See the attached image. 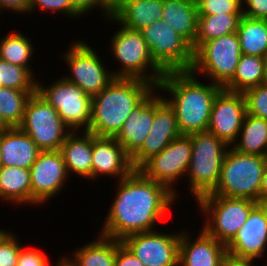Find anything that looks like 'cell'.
<instances>
[{
    "label": "cell",
    "instance_id": "cell-1",
    "mask_svg": "<svg viewBox=\"0 0 267 266\" xmlns=\"http://www.w3.org/2000/svg\"><path fill=\"white\" fill-rule=\"evenodd\" d=\"M116 183L115 197L100 229V234L109 238L122 241L133 234L156 230L174 202L178 203L165 185L146 178L138 169Z\"/></svg>",
    "mask_w": 267,
    "mask_h": 266
},
{
    "label": "cell",
    "instance_id": "cell-2",
    "mask_svg": "<svg viewBox=\"0 0 267 266\" xmlns=\"http://www.w3.org/2000/svg\"><path fill=\"white\" fill-rule=\"evenodd\" d=\"M198 78L191 71H170L157 86L175 111L181 135L207 131L213 101L223 88L209 80L204 84Z\"/></svg>",
    "mask_w": 267,
    "mask_h": 266
},
{
    "label": "cell",
    "instance_id": "cell-3",
    "mask_svg": "<svg viewBox=\"0 0 267 266\" xmlns=\"http://www.w3.org/2000/svg\"><path fill=\"white\" fill-rule=\"evenodd\" d=\"M155 88L141 79L115 78L99 94L92 96L88 132L98 137H115L132 110Z\"/></svg>",
    "mask_w": 267,
    "mask_h": 266
},
{
    "label": "cell",
    "instance_id": "cell-4",
    "mask_svg": "<svg viewBox=\"0 0 267 266\" xmlns=\"http://www.w3.org/2000/svg\"><path fill=\"white\" fill-rule=\"evenodd\" d=\"M105 21L120 26L113 32L108 49L120 66L112 70L114 77L141 79L157 87L165 72L152 59L141 32L122 26L112 16Z\"/></svg>",
    "mask_w": 267,
    "mask_h": 266
},
{
    "label": "cell",
    "instance_id": "cell-5",
    "mask_svg": "<svg viewBox=\"0 0 267 266\" xmlns=\"http://www.w3.org/2000/svg\"><path fill=\"white\" fill-rule=\"evenodd\" d=\"M190 137L192 156L185 178L189 179L188 192L196 202L216 188L223 160L230 146L208 131L192 133Z\"/></svg>",
    "mask_w": 267,
    "mask_h": 266
},
{
    "label": "cell",
    "instance_id": "cell-6",
    "mask_svg": "<svg viewBox=\"0 0 267 266\" xmlns=\"http://www.w3.org/2000/svg\"><path fill=\"white\" fill-rule=\"evenodd\" d=\"M266 165V156L243 154L230 146L223 160L219 182L206 195L247 198L259 203Z\"/></svg>",
    "mask_w": 267,
    "mask_h": 266
},
{
    "label": "cell",
    "instance_id": "cell-7",
    "mask_svg": "<svg viewBox=\"0 0 267 266\" xmlns=\"http://www.w3.org/2000/svg\"><path fill=\"white\" fill-rule=\"evenodd\" d=\"M196 203L205 218L202 228L227 245L245 224L251 209L258 202L247 198L204 195Z\"/></svg>",
    "mask_w": 267,
    "mask_h": 266
},
{
    "label": "cell",
    "instance_id": "cell-8",
    "mask_svg": "<svg viewBox=\"0 0 267 266\" xmlns=\"http://www.w3.org/2000/svg\"><path fill=\"white\" fill-rule=\"evenodd\" d=\"M241 55L237 32L223 35L202 43L194 51L190 71L203 81L207 77L212 83L224 87L235 75Z\"/></svg>",
    "mask_w": 267,
    "mask_h": 266
},
{
    "label": "cell",
    "instance_id": "cell-9",
    "mask_svg": "<svg viewBox=\"0 0 267 266\" xmlns=\"http://www.w3.org/2000/svg\"><path fill=\"white\" fill-rule=\"evenodd\" d=\"M79 40V41H78ZM77 41L74 39L61 57L70 72L66 76L62 75L68 82L79 86L90 96L99 94L114 79L111 69L105 66L100 54L95 48L84 39ZM65 52V53H64Z\"/></svg>",
    "mask_w": 267,
    "mask_h": 266
},
{
    "label": "cell",
    "instance_id": "cell-10",
    "mask_svg": "<svg viewBox=\"0 0 267 266\" xmlns=\"http://www.w3.org/2000/svg\"><path fill=\"white\" fill-rule=\"evenodd\" d=\"M154 62L164 71H190L194 61L191 44L167 21L157 20L140 30Z\"/></svg>",
    "mask_w": 267,
    "mask_h": 266
},
{
    "label": "cell",
    "instance_id": "cell-11",
    "mask_svg": "<svg viewBox=\"0 0 267 266\" xmlns=\"http://www.w3.org/2000/svg\"><path fill=\"white\" fill-rule=\"evenodd\" d=\"M18 127L29 135L41 151L60 150L72 132L61 120L57 110L37 91L28 100Z\"/></svg>",
    "mask_w": 267,
    "mask_h": 266
},
{
    "label": "cell",
    "instance_id": "cell-12",
    "mask_svg": "<svg viewBox=\"0 0 267 266\" xmlns=\"http://www.w3.org/2000/svg\"><path fill=\"white\" fill-rule=\"evenodd\" d=\"M40 81V82H39ZM36 91L54 107L61 120L72 131H88L91 120L92 96L63 76L48 86L37 78Z\"/></svg>",
    "mask_w": 267,
    "mask_h": 266
},
{
    "label": "cell",
    "instance_id": "cell-13",
    "mask_svg": "<svg viewBox=\"0 0 267 266\" xmlns=\"http://www.w3.org/2000/svg\"><path fill=\"white\" fill-rule=\"evenodd\" d=\"M191 156L190 135H180L173 139L160 153L147 159L138 170L146 178L165 185L179 200L180 194H177V186L175 185L179 180L185 179Z\"/></svg>",
    "mask_w": 267,
    "mask_h": 266
},
{
    "label": "cell",
    "instance_id": "cell-14",
    "mask_svg": "<svg viewBox=\"0 0 267 266\" xmlns=\"http://www.w3.org/2000/svg\"><path fill=\"white\" fill-rule=\"evenodd\" d=\"M181 232L146 231L127 236L121 242L144 266H179Z\"/></svg>",
    "mask_w": 267,
    "mask_h": 266
},
{
    "label": "cell",
    "instance_id": "cell-15",
    "mask_svg": "<svg viewBox=\"0 0 267 266\" xmlns=\"http://www.w3.org/2000/svg\"><path fill=\"white\" fill-rule=\"evenodd\" d=\"M30 175L31 206L34 207L57 197L70 178L60 150L41 151L30 167Z\"/></svg>",
    "mask_w": 267,
    "mask_h": 266
},
{
    "label": "cell",
    "instance_id": "cell-16",
    "mask_svg": "<svg viewBox=\"0 0 267 266\" xmlns=\"http://www.w3.org/2000/svg\"><path fill=\"white\" fill-rule=\"evenodd\" d=\"M246 114L243 93L222 88L213 101L207 131L232 146L238 138Z\"/></svg>",
    "mask_w": 267,
    "mask_h": 266
},
{
    "label": "cell",
    "instance_id": "cell-17",
    "mask_svg": "<svg viewBox=\"0 0 267 266\" xmlns=\"http://www.w3.org/2000/svg\"><path fill=\"white\" fill-rule=\"evenodd\" d=\"M180 135L175 111L156 87L154 120L141 149L131 158L132 167L138 169L147 159L160 153Z\"/></svg>",
    "mask_w": 267,
    "mask_h": 266
},
{
    "label": "cell",
    "instance_id": "cell-18",
    "mask_svg": "<svg viewBox=\"0 0 267 266\" xmlns=\"http://www.w3.org/2000/svg\"><path fill=\"white\" fill-rule=\"evenodd\" d=\"M267 250V205L257 203L247 221L226 245L229 255L254 260L263 258Z\"/></svg>",
    "mask_w": 267,
    "mask_h": 266
},
{
    "label": "cell",
    "instance_id": "cell-19",
    "mask_svg": "<svg viewBox=\"0 0 267 266\" xmlns=\"http://www.w3.org/2000/svg\"><path fill=\"white\" fill-rule=\"evenodd\" d=\"M92 180L100 177L121 180L134 168L131 158L114 137H98L92 133Z\"/></svg>",
    "mask_w": 267,
    "mask_h": 266
},
{
    "label": "cell",
    "instance_id": "cell-20",
    "mask_svg": "<svg viewBox=\"0 0 267 266\" xmlns=\"http://www.w3.org/2000/svg\"><path fill=\"white\" fill-rule=\"evenodd\" d=\"M182 230L179 243V266H221L227 254L226 245L210 236L203 228L192 239Z\"/></svg>",
    "mask_w": 267,
    "mask_h": 266
},
{
    "label": "cell",
    "instance_id": "cell-21",
    "mask_svg": "<svg viewBox=\"0 0 267 266\" xmlns=\"http://www.w3.org/2000/svg\"><path fill=\"white\" fill-rule=\"evenodd\" d=\"M155 115V89L128 115L121 130L114 137L132 158L149 134Z\"/></svg>",
    "mask_w": 267,
    "mask_h": 266
},
{
    "label": "cell",
    "instance_id": "cell-22",
    "mask_svg": "<svg viewBox=\"0 0 267 266\" xmlns=\"http://www.w3.org/2000/svg\"><path fill=\"white\" fill-rule=\"evenodd\" d=\"M1 166L30 170L41 150L19 127H9L0 134Z\"/></svg>",
    "mask_w": 267,
    "mask_h": 266
},
{
    "label": "cell",
    "instance_id": "cell-23",
    "mask_svg": "<svg viewBox=\"0 0 267 266\" xmlns=\"http://www.w3.org/2000/svg\"><path fill=\"white\" fill-rule=\"evenodd\" d=\"M60 151L63 155L67 172L79 178L92 181V133L88 131H72Z\"/></svg>",
    "mask_w": 267,
    "mask_h": 266
},
{
    "label": "cell",
    "instance_id": "cell-24",
    "mask_svg": "<svg viewBox=\"0 0 267 266\" xmlns=\"http://www.w3.org/2000/svg\"><path fill=\"white\" fill-rule=\"evenodd\" d=\"M96 237V240L76 247L74 253L61 257L69 266H115L116 248L121 241L100 233Z\"/></svg>",
    "mask_w": 267,
    "mask_h": 266
},
{
    "label": "cell",
    "instance_id": "cell-25",
    "mask_svg": "<svg viewBox=\"0 0 267 266\" xmlns=\"http://www.w3.org/2000/svg\"><path fill=\"white\" fill-rule=\"evenodd\" d=\"M163 0H126L113 14V18L122 26L140 31L161 20Z\"/></svg>",
    "mask_w": 267,
    "mask_h": 266
},
{
    "label": "cell",
    "instance_id": "cell-26",
    "mask_svg": "<svg viewBox=\"0 0 267 266\" xmlns=\"http://www.w3.org/2000/svg\"><path fill=\"white\" fill-rule=\"evenodd\" d=\"M0 201L14 205H31L30 170L21 167H0Z\"/></svg>",
    "mask_w": 267,
    "mask_h": 266
},
{
    "label": "cell",
    "instance_id": "cell-27",
    "mask_svg": "<svg viewBox=\"0 0 267 266\" xmlns=\"http://www.w3.org/2000/svg\"><path fill=\"white\" fill-rule=\"evenodd\" d=\"M162 12L161 19L192 45L197 34V4L190 0H163Z\"/></svg>",
    "mask_w": 267,
    "mask_h": 266
},
{
    "label": "cell",
    "instance_id": "cell-28",
    "mask_svg": "<svg viewBox=\"0 0 267 266\" xmlns=\"http://www.w3.org/2000/svg\"><path fill=\"white\" fill-rule=\"evenodd\" d=\"M231 147L243 154L267 157V120L246 114L238 138Z\"/></svg>",
    "mask_w": 267,
    "mask_h": 266
},
{
    "label": "cell",
    "instance_id": "cell-29",
    "mask_svg": "<svg viewBox=\"0 0 267 266\" xmlns=\"http://www.w3.org/2000/svg\"><path fill=\"white\" fill-rule=\"evenodd\" d=\"M242 16L243 14L198 15L197 34L191 45L193 51L202 43L237 32Z\"/></svg>",
    "mask_w": 267,
    "mask_h": 266
},
{
    "label": "cell",
    "instance_id": "cell-30",
    "mask_svg": "<svg viewBox=\"0 0 267 266\" xmlns=\"http://www.w3.org/2000/svg\"><path fill=\"white\" fill-rule=\"evenodd\" d=\"M237 36L241 54L267 56V20L242 16Z\"/></svg>",
    "mask_w": 267,
    "mask_h": 266
},
{
    "label": "cell",
    "instance_id": "cell-31",
    "mask_svg": "<svg viewBox=\"0 0 267 266\" xmlns=\"http://www.w3.org/2000/svg\"><path fill=\"white\" fill-rule=\"evenodd\" d=\"M265 58L242 54L233 78L223 87L233 92H245L264 82Z\"/></svg>",
    "mask_w": 267,
    "mask_h": 266
},
{
    "label": "cell",
    "instance_id": "cell-32",
    "mask_svg": "<svg viewBox=\"0 0 267 266\" xmlns=\"http://www.w3.org/2000/svg\"><path fill=\"white\" fill-rule=\"evenodd\" d=\"M18 32L13 31L0 38V59L10 64L25 67L34 75L35 71L29 63L33 61L36 48L31 42L32 38L27 34Z\"/></svg>",
    "mask_w": 267,
    "mask_h": 266
},
{
    "label": "cell",
    "instance_id": "cell-33",
    "mask_svg": "<svg viewBox=\"0 0 267 266\" xmlns=\"http://www.w3.org/2000/svg\"><path fill=\"white\" fill-rule=\"evenodd\" d=\"M35 92L0 86V116L9 127L21 124L27 102Z\"/></svg>",
    "mask_w": 267,
    "mask_h": 266
},
{
    "label": "cell",
    "instance_id": "cell-34",
    "mask_svg": "<svg viewBox=\"0 0 267 266\" xmlns=\"http://www.w3.org/2000/svg\"><path fill=\"white\" fill-rule=\"evenodd\" d=\"M27 68L0 59V86L17 90H36L37 76Z\"/></svg>",
    "mask_w": 267,
    "mask_h": 266
},
{
    "label": "cell",
    "instance_id": "cell-35",
    "mask_svg": "<svg viewBox=\"0 0 267 266\" xmlns=\"http://www.w3.org/2000/svg\"><path fill=\"white\" fill-rule=\"evenodd\" d=\"M247 114L267 120V85L262 83L243 92Z\"/></svg>",
    "mask_w": 267,
    "mask_h": 266
},
{
    "label": "cell",
    "instance_id": "cell-36",
    "mask_svg": "<svg viewBox=\"0 0 267 266\" xmlns=\"http://www.w3.org/2000/svg\"><path fill=\"white\" fill-rule=\"evenodd\" d=\"M37 10L45 11L46 12H52L59 13L60 15H65L64 17L68 18H80L83 15L74 7L71 0H32L30 8H29V15L32 14V12Z\"/></svg>",
    "mask_w": 267,
    "mask_h": 266
},
{
    "label": "cell",
    "instance_id": "cell-37",
    "mask_svg": "<svg viewBox=\"0 0 267 266\" xmlns=\"http://www.w3.org/2000/svg\"><path fill=\"white\" fill-rule=\"evenodd\" d=\"M198 15L243 14L242 0H202L197 4Z\"/></svg>",
    "mask_w": 267,
    "mask_h": 266
},
{
    "label": "cell",
    "instance_id": "cell-38",
    "mask_svg": "<svg viewBox=\"0 0 267 266\" xmlns=\"http://www.w3.org/2000/svg\"><path fill=\"white\" fill-rule=\"evenodd\" d=\"M15 234L11 231L0 243V266H17L23 244Z\"/></svg>",
    "mask_w": 267,
    "mask_h": 266
},
{
    "label": "cell",
    "instance_id": "cell-39",
    "mask_svg": "<svg viewBox=\"0 0 267 266\" xmlns=\"http://www.w3.org/2000/svg\"><path fill=\"white\" fill-rule=\"evenodd\" d=\"M50 264L51 262L44 251L37 248L21 247L17 266H51Z\"/></svg>",
    "mask_w": 267,
    "mask_h": 266
},
{
    "label": "cell",
    "instance_id": "cell-40",
    "mask_svg": "<svg viewBox=\"0 0 267 266\" xmlns=\"http://www.w3.org/2000/svg\"><path fill=\"white\" fill-rule=\"evenodd\" d=\"M243 16L267 20V0H242Z\"/></svg>",
    "mask_w": 267,
    "mask_h": 266
},
{
    "label": "cell",
    "instance_id": "cell-41",
    "mask_svg": "<svg viewBox=\"0 0 267 266\" xmlns=\"http://www.w3.org/2000/svg\"><path fill=\"white\" fill-rule=\"evenodd\" d=\"M115 266H144L139 259L121 242L116 248Z\"/></svg>",
    "mask_w": 267,
    "mask_h": 266
},
{
    "label": "cell",
    "instance_id": "cell-42",
    "mask_svg": "<svg viewBox=\"0 0 267 266\" xmlns=\"http://www.w3.org/2000/svg\"><path fill=\"white\" fill-rule=\"evenodd\" d=\"M31 2L32 0H0V14L8 11L28 15Z\"/></svg>",
    "mask_w": 267,
    "mask_h": 266
},
{
    "label": "cell",
    "instance_id": "cell-43",
    "mask_svg": "<svg viewBox=\"0 0 267 266\" xmlns=\"http://www.w3.org/2000/svg\"><path fill=\"white\" fill-rule=\"evenodd\" d=\"M126 0H99V11L103 18L113 16V14L124 4Z\"/></svg>",
    "mask_w": 267,
    "mask_h": 266
},
{
    "label": "cell",
    "instance_id": "cell-44",
    "mask_svg": "<svg viewBox=\"0 0 267 266\" xmlns=\"http://www.w3.org/2000/svg\"><path fill=\"white\" fill-rule=\"evenodd\" d=\"M71 2L84 17L85 14L93 12V9L99 10V0H71Z\"/></svg>",
    "mask_w": 267,
    "mask_h": 266
},
{
    "label": "cell",
    "instance_id": "cell-45",
    "mask_svg": "<svg viewBox=\"0 0 267 266\" xmlns=\"http://www.w3.org/2000/svg\"><path fill=\"white\" fill-rule=\"evenodd\" d=\"M254 263V260L237 258L227 253L221 262V266H254Z\"/></svg>",
    "mask_w": 267,
    "mask_h": 266
},
{
    "label": "cell",
    "instance_id": "cell-46",
    "mask_svg": "<svg viewBox=\"0 0 267 266\" xmlns=\"http://www.w3.org/2000/svg\"><path fill=\"white\" fill-rule=\"evenodd\" d=\"M259 203L267 205V165L264 169L260 188Z\"/></svg>",
    "mask_w": 267,
    "mask_h": 266
},
{
    "label": "cell",
    "instance_id": "cell-47",
    "mask_svg": "<svg viewBox=\"0 0 267 266\" xmlns=\"http://www.w3.org/2000/svg\"><path fill=\"white\" fill-rule=\"evenodd\" d=\"M8 128L9 126L5 123V121L0 116V134L5 132Z\"/></svg>",
    "mask_w": 267,
    "mask_h": 266
},
{
    "label": "cell",
    "instance_id": "cell-48",
    "mask_svg": "<svg viewBox=\"0 0 267 266\" xmlns=\"http://www.w3.org/2000/svg\"><path fill=\"white\" fill-rule=\"evenodd\" d=\"M10 232H11L10 230L0 228V243Z\"/></svg>",
    "mask_w": 267,
    "mask_h": 266
},
{
    "label": "cell",
    "instance_id": "cell-49",
    "mask_svg": "<svg viewBox=\"0 0 267 266\" xmlns=\"http://www.w3.org/2000/svg\"><path fill=\"white\" fill-rule=\"evenodd\" d=\"M59 258L60 259L58 260V262L57 263L56 262L54 263V264H56L54 266H69L62 257H59Z\"/></svg>",
    "mask_w": 267,
    "mask_h": 266
},
{
    "label": "cell",
    "instance_id": "cell-50",
    "mask_svg": "<svg viewBox=\"0 0 267 266\" xmlns=\"http://www.w3.org/2000/svg\"><path fill=\"white\" fill-rule=\"evenodd\" d=\"M264 84L267 85V56L265 57V66H264Z\"/></svg>",
    "mask_w": 267,
    "mask_h": 266
},
{
    "label": "cell",
    "instance_id": "cell-51",
    "mask_svg": "<svg viewBox=\"0 0 267 266\" xmlns=\"http://www.w3.org/2000/svg\"><path fill=\"white\" fill-rule=\"evenodd\" d=\"M200 1H202V0H195V3L198 4Z\"/></svg>",
    "mask_w": 267,
    "mask_h": 266
}]
</instances>
